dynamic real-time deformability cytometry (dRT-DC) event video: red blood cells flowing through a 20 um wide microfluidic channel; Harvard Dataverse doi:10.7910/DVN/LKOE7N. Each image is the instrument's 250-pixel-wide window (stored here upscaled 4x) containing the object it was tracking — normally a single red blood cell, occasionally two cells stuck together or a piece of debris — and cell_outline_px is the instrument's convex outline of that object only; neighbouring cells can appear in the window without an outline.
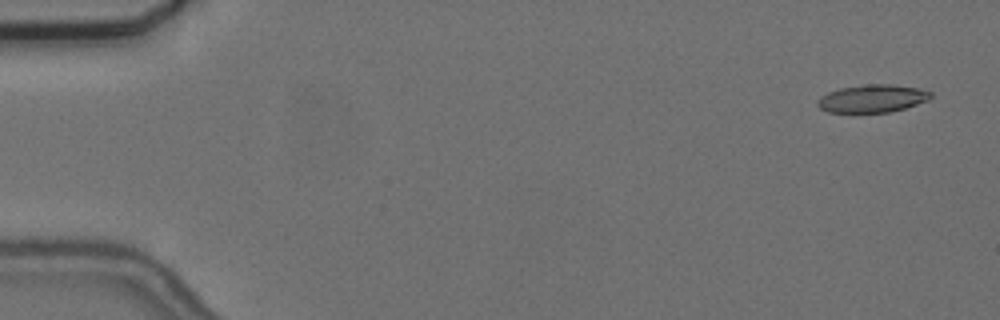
{"species": "common noctule bat (a hibernating species)", "species_latin": "Nyctalus noctula", "temperature_condition": "cold", "stored_images_in_passage": 57, "camera_frame_rate_fps": 3000, "um_per_image_px": 0.085, "animal": {"sex": "female", "body_mass_g": 24.6, "forearm_length_mm": 56.2}, "frame": {"image": 1, "passage_image": 3, "time_ms": 0.667, "image_size_px": [1000, 320], "cell_outline_px": [[932, 96], [928, 100], [904, 108], [888, 112], [828, 112], [820, 108], [816, 104], [816, 100], [820, 96], [828, 92], [840, 88], [868, 84], [892, 84], [920, 88], [932, 92]], "centroid_in_image_um": [74.14, 8.36], "position_along_channel_um": 10.9, "area_um2": 18.32}}
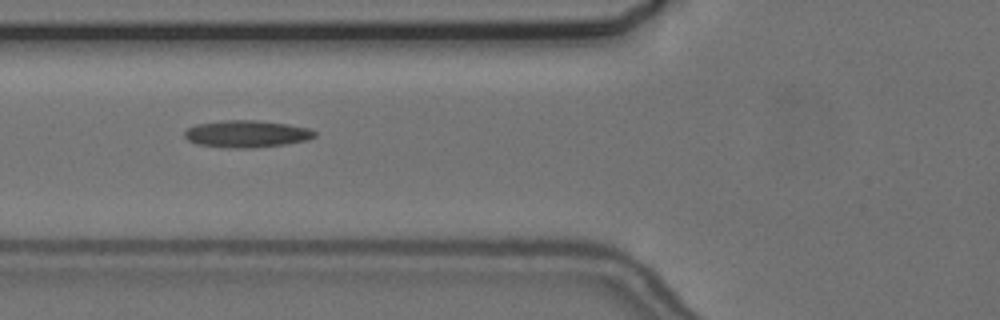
{"frame": {"image": 2, "passage_image": 22, "time_ms": 7.0, "image_size_px": [1000, 320], "cell_outline_px": [[316, 136], [308, 140], [284, 144], [252, 148], [232, 148], [196, 144], [188, 140], [184, 136], [184, 132], [188, 128], [196, 124], [224, 120], [256, 120], [288, 124], [308, 128], [316, 132]], "centroid_in_image_um": [20.96, 11.38], "position_along_channel_um": 104.8, "area_um2": 20.52}}
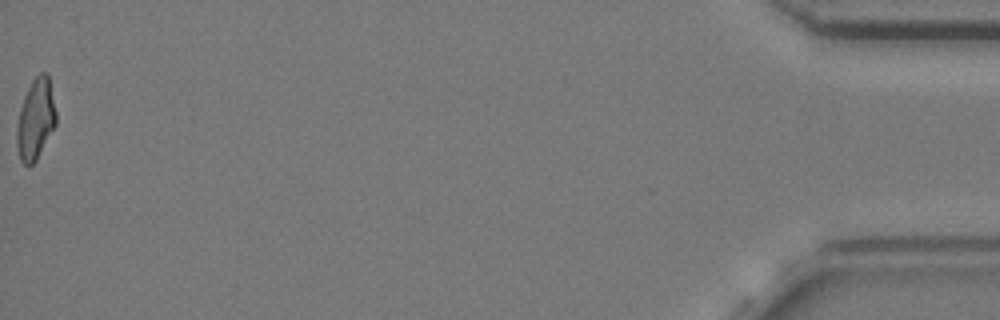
{"frame": {"image": 3, "passage_image": 57, "time_ms": 18.667, "image_size_px": [1000, 320], "cell_outline_px": [[56, 124], [36, 160], [28, 168], [20, 160], [16, 148], [16, 128], [20, 108], [24, 96], [32, 80], [40, 72], [48, 72], [56, 112]], "centroid_in_image_um": [3.01, 10.14], "position_along_channel_um": 432.2, "area_um2": 18.61}, "authors_computed_cell_mechanics": {"area_um2": 18.9006, "velocity_mm_per_s": 3.6586, "shape_relaxation_time_tau1_ms": null, "shape_relaxation_time_tau2_ms": 3.5377, "deformation_change_tau1": null, "deformation_change_tau2": 0.1347}}